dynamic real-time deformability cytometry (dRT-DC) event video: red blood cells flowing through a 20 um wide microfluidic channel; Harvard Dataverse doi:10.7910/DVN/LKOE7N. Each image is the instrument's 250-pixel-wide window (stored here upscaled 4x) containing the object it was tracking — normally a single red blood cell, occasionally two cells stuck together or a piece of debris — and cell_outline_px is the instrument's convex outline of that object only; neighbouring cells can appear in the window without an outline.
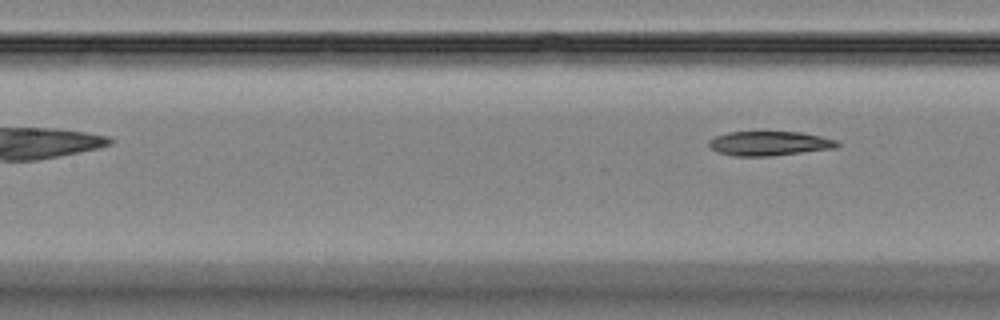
{"species": "Egyptian fruit bat (a non-hibernating species)", "species_latin": "Rousettus aegyptiacus", "temperature_condition": "room temperature", "stored_images_in_passage": 5, "camera_frame_rate_fps": 3000, "um_per_image_px": 0.085, "animal": {"sex": "female"}, "frame": {"image": 1, "passage_image": 5, "time_ms": 5.667, "image_size_px": [1000, 320], "cell_outline_px": [[840, 144], [836, 148], [768, 156], [732, 156], [716, 152], [708, 144], [708, 140], [716, 136], [728, 132], [764, 128], [800, 132], [820, 136], [836, 140]], "centroid_in_image_um": [65.34, 12.13], "position_along_channel_um": 142.1, "area_um2": 19.19}}